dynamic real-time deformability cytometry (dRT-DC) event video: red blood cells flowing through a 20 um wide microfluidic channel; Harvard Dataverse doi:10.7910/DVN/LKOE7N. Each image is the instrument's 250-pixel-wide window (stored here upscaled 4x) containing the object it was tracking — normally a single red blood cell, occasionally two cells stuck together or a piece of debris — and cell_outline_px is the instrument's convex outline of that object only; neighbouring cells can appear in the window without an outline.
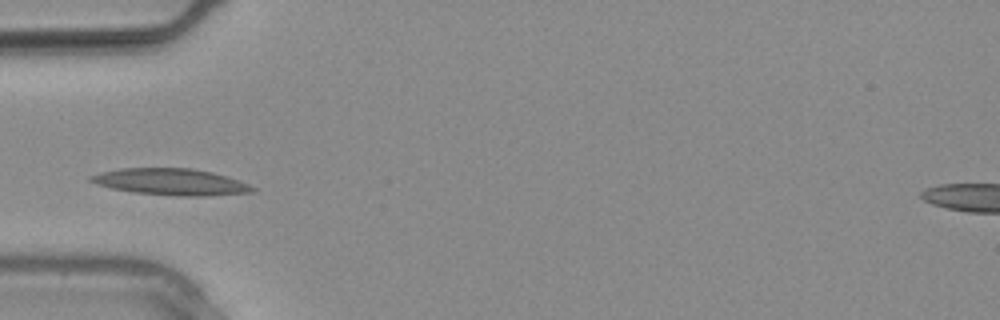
{"species": "common noctule bat (a hibernating species)", "species_latin": "Nyctalus noctula", "temperature_condition": "warm", "stored_images_in_passage": 9, "camera_frame_rate_fps": 3000, "um_per_image_px": 0.085, "animal": {"sex": "male", "body_mass_g": 20.4}, "frame": {"image": 1, "passage_image": 1, "time_ms": 0.0, "image_size_px": [1000, 320], "cell_outline_px": [[256, 188], [252, 192], [208, 196], [180, 196], [136, 192], [112, 188], [96, 184], [88, 180], [88, 176], [100, 172], [120, 168], [192, 168], [212, 172], [248, 184]], "centroid_in_image_um": [14.48, 15.45], "position_along_channel_um": 70.5, "area_um2": 24.8}}
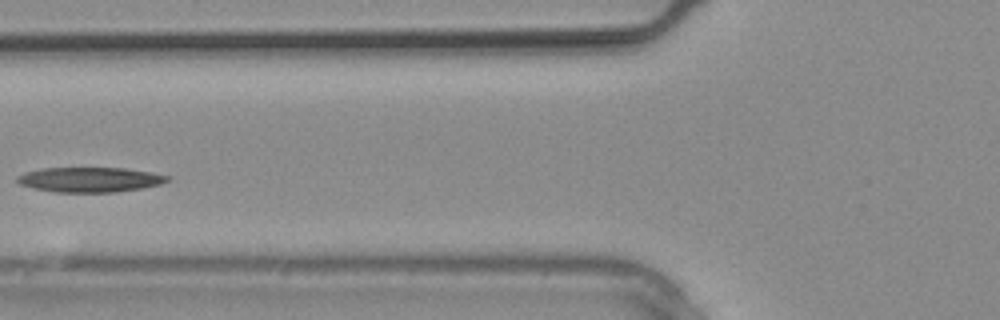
{"frame": {"image": 2, "passage_image": 3, "time_ms": 0.667, "image_size_px": [1000, 320], "cell_outline_px": [[172, 180], [160, 184], [140, 188], [116, 192], [56, 192], [36, 188], [20, 184], [16, 180], [16, 176], [24, 172], [44, 168], [124, 168], [152, 172], [172, 176]], "centroid_in_image_um": [7.69, 15.26], "position_along_channel_um": 118.1, "area_um2": 21.79}}